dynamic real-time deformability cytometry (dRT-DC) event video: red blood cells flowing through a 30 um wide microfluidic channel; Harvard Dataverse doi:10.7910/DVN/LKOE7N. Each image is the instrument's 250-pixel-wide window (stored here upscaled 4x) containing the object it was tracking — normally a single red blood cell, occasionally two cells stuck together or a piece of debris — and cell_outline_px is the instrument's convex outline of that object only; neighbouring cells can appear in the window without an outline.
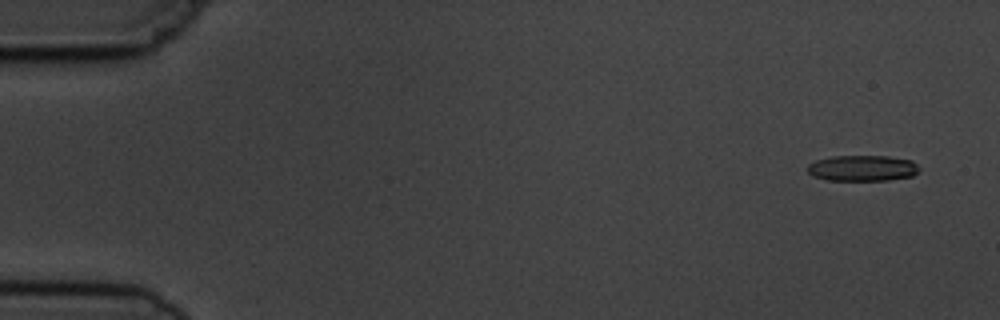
{"species": "common noctule bat (a hibernating species)", "species_latin": "Nyctalus noctula", "temperature_condition": "cold", "stored_images_in_passage": 6, "camera_frame_rate_fps": 3000, "um_per_image_px": 0.085, "animal": {"sex": "male", "body_mass_g": 19.5, "forearm_length_mm": 54.6}, "frame": {"image": 1, "passage_image": 1, "time_ms": 0.0, "image_size_px": [1000, 320], "cell_outline_px": [[920, 168], [912, 176], [888, 180], [828, 180], [812, 176], [808, 172], [808, 164], [816, 160], [832, 156], [888, 156], [912, 160]], "centroid_in_image_um": [73.3, 14.29], "position_along_channel_um": 11.7, "area_um2": 16.82}}
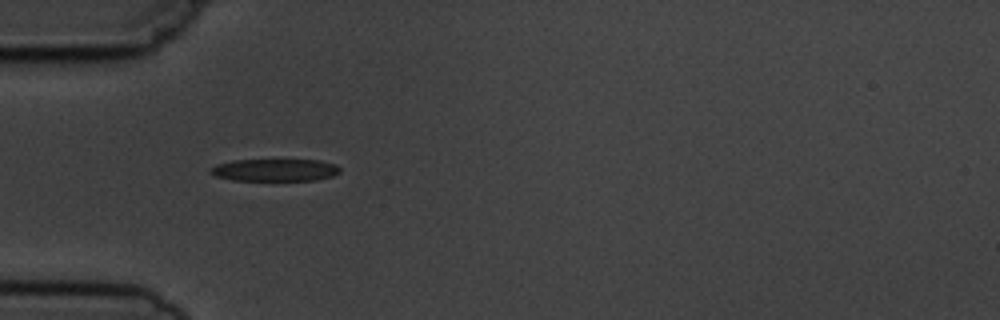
{"frame": {"image": 2, "passage_image": 5, "time_ms": 4.667, "image_size_px": [1000, 320], "cell_outline_px": [[340, 172], [332, 176], [316, 180], [232, 180], [216, 176], [208, 172], [208, 168], [216, 164], [232, 160], [320, 160], [336, 164], [340, 168]], "centroid_in_image_um": [23.34, 14.44], "position_along_channel_um": 61.7, "area_um2": 16.94}}
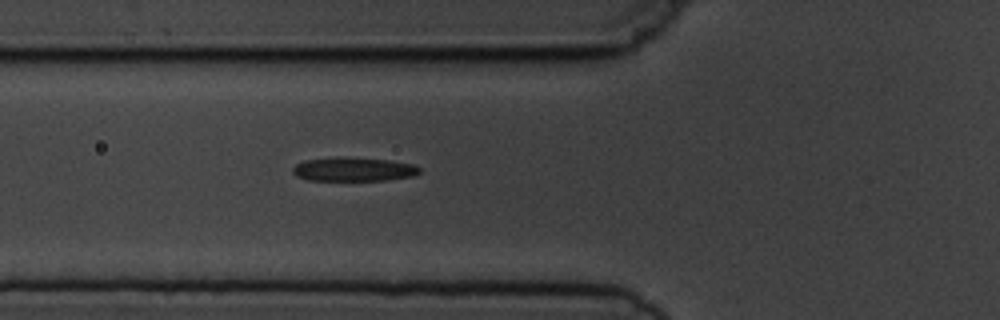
{"frame": {"image": 3, "passage_image": 6, "time_ms": 5.667, "image_size_px": [1000, 320], "cell_outline_px": [[420, 172], [416, 176], [384, 180], [308, 180], [296, 176], [292, 172], [292, 168], [296, 164], [304, 160], [340, 156], [344, 156], [388, 160], [412, 164], [420, 168]], "centroid_in_image_um": [30.03, 14.38], "position_along_channel_um": 95.8, "area_um2": 17.8}}